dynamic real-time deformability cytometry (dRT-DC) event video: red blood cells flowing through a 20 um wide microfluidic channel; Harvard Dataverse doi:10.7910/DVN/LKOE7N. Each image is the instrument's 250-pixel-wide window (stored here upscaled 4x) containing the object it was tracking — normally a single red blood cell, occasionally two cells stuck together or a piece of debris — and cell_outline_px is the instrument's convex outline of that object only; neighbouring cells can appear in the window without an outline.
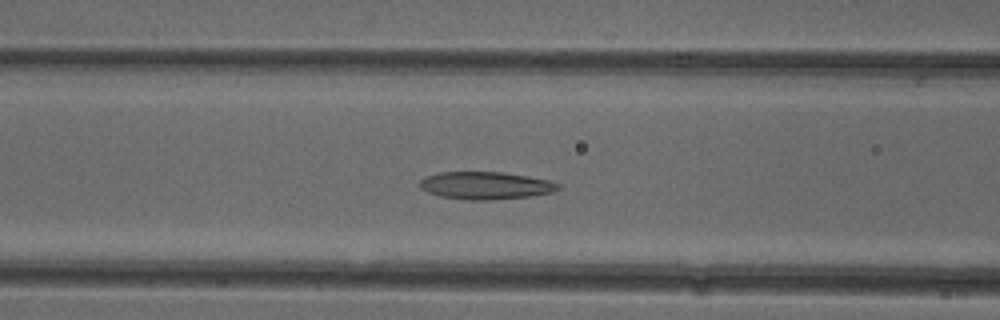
{"species": "common noctule bat (a hibernating species)", "species_latin": "Nyctalus noctula", "temperature_condition": "cold", "stored_images_in_passage": 50, "camera_frame_rate_fps": 3000, "um_per_image_px": 0.085, "animal": {"sex": "female"}, "frame": {"image": 1, "passage_image": 19, "time_ms": 6.0, "image_size_px": [1000, 320], "cell_outline_px": [[560, 188], [552, 192], [532, 196], [492, 200], [464, 200], [440, 196], [428, 192], [420, 188], [420, 180], [424, 176], [440, 172], [504, 172], [528, 176], [548, 180], [560, 184]], "centroid_in_image_um": [41.26, 15.77], "position_along_channel_um": 125.3, "area_um2": 22.37}}
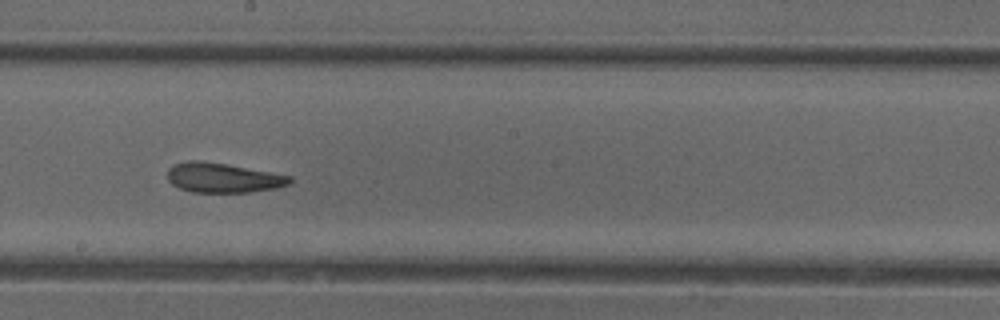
{"frame": {"image": 2, "passage_image": 27, "time_ms": 8.667, "image_size_px": [1000, 320], "cell_outline_px": [[292, 180], [288, 184], [276, 188], [248, 192], [192, 192], [180, 188], [172, 184], [168, 180], [168, 168], [172, 164], [188, 160], [200, 160], [228, 164], [292, 176]], "centroid_in_image_um": [18.92, 15.09], "position_along_channel_um": 229.3, "area_um2": 21.21}}
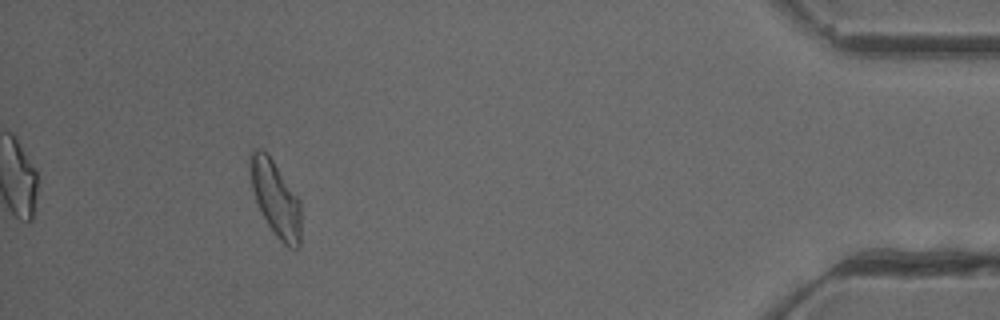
{"frame": {"image": 3, "passage_image": 46, "time_ms": 15.0, "image_size_px": [1000, 320], "cell_outline_px": [[300, 248], [288, 248], [272, 232], [256, 200], [252, 188], [248, 164], [248, 156], [252, 148], [260, 148], [272, 160], [300, 200]], "centroid_in_image_um": [23.4, 16.87], "position_along_channel_um": 411.8, "area_um2": 22.2}, "authors_computed_cell_mechanics": {"area_um2": 22.4842, "velocity_mm_per_s": 3.9025, "shape_relaxation_time_tau1_ms": null, "shape_relaxation_time_tau2_ms": 2.9163, "deformation_change_tau1": null, "deformation_change_tau2": 0.1095}}